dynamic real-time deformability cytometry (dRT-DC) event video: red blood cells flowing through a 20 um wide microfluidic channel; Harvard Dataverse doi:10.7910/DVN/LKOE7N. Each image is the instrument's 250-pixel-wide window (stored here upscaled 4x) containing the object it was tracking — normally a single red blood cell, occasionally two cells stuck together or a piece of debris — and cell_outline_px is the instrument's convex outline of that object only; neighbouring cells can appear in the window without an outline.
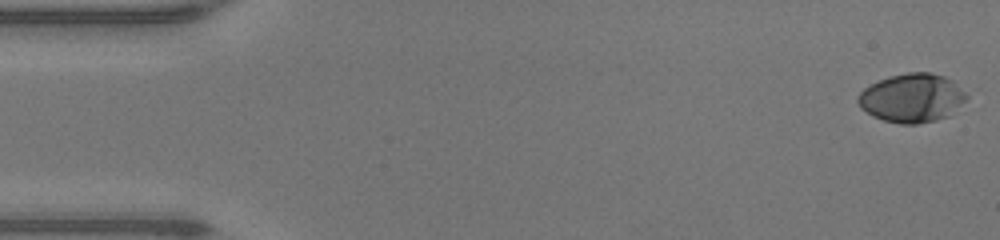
{"species": "human", "species_latin": "Homo sapiens", "temperature_condition": "warm", "stored_images_in_passage": 48, "camera_frame_rate_fps": 3000, "um_per_image_px": 0.085, "donor": {"sex": "male"}, "frame": {"image": 1, "passage_image": 1, "time_ms": 0.0, "image_size_px": [1000, 240], "cell_outline_px": [[968, 96], [948, 116], [936, 120], [916, 124], [900, 124], [884, 120], [872, 116], [860, 108], [856, 100], [860, 92], [864, 88], [888, 76], [908, 72], [932, 72], [944, 76], [952, 80]], "centroid_in_image_um": [77.48, 8.32], "position_along_channel_um": 7.5, "area_um2": 30.69}}
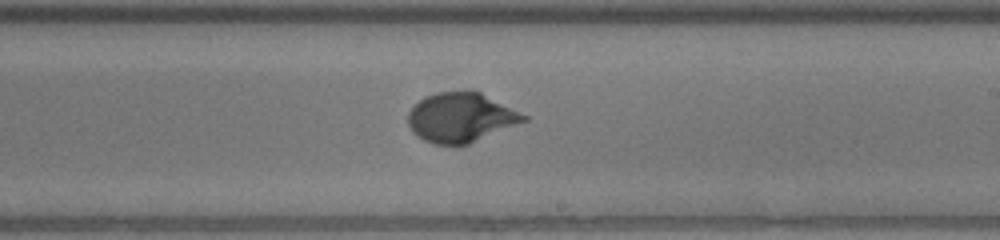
{"frame": {"image": 2, "passage_image": 28, "time_ms": 9.0, "image_size_px": [1000, 240], "cell_outline_px": [[528, 120], [468, 144], [456, 148], [432, 144], [424, 140], [412, 132], [408, 124], [408, 112], [424, 96], [436, 92], [480, 92], [528, 116]], "centroid_in_image_um": [39.14, 10.03], "position_along_channel_um": 249.9, "area_um2": 33.41}}
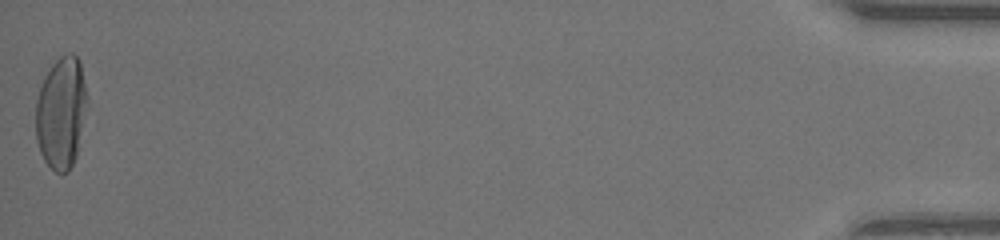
{"frame": {"image": 3, "passage_image": 48, "time_ms": 15.667, "image_size_px": [1000, 240], "cell_outline_px": [[88, 100], [76, 156], [68, 172], [56, 172], [44, 160], [40, 152], [36, 140], [36, 100], [44, 76], [52, 64], [60, 56], [68, 52], [72, 52], [80, 60], [88, 96]], "centroid_in_image_um": [5.21, 9.53], "position_along_channel_um": 430.0, "area_um2": 33.64}, "authors_computed_cell_mechanics": {"area_um2": 32.1946, "velocity_mm_per_s": 4.3191, "shape_relaxation_time_tau1_ms": 3.7196, "shape_relaxation_time_tau2_ms": null, "deformation_change_tau1": 0.2347, "deformation_change_tau2": null}}